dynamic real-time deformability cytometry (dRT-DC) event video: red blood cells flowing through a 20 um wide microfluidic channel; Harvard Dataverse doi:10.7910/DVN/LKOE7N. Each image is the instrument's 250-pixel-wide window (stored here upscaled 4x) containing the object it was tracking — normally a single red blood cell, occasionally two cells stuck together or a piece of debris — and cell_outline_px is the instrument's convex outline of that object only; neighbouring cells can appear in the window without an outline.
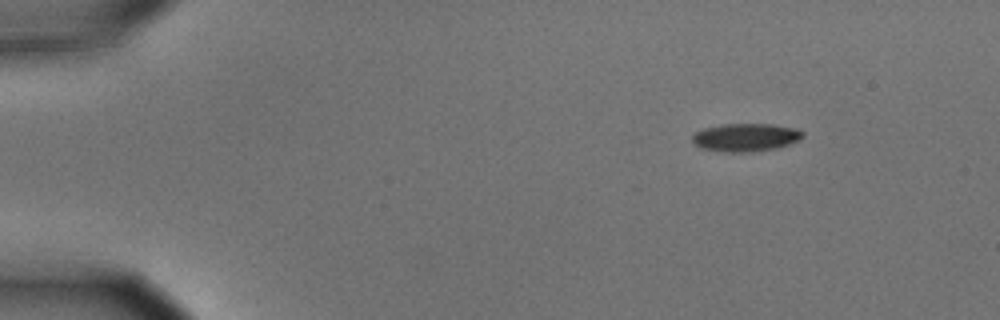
{"species": "common noctule bat (a hibernating species)", "species_latin": "Nyctalus noctula", "temperature_condition": "cold", "stored_images_in_passage": 7, "camera_frame_rate_fps": 3000, "um_per_image_px": 0.085, "animal": {"sex": "male", "body_mass_g": 15.6}, "frame": {"image": 1, "passage_image": 1, "time_ms": 0.0, "image_size_px": [1000, 320], "cell_outline_px": [[804, 136], [788, 144], [776, 148], [752, 152], [724, 152], [700, 148], [692, 140], [692, 136], [696, 132], [704, 128], [724, 124], [772, 124], [796, 128], [804, 132]], "centroid_in_image_um": [63.37, 11.68], "position_along_channel_um": 21.6, "area_um2": 17.98}}
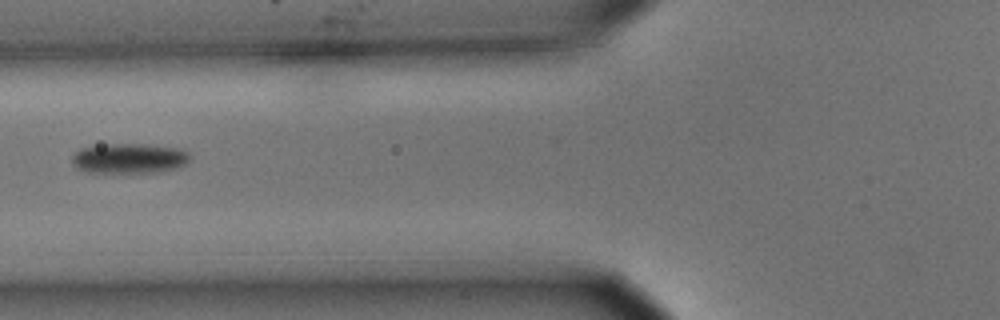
{"frame": {"image": 2, "passage_image": 5, "time_ms": 1.333, "image_size_px": [1000, 320], "cell_outline_px": [[192, 160], [180, 168], [160, 172], [88, 172], [76, 168], [72, 164], [72, 156], [80, 148], [108, 144], [144, 144], [184, 148], [192, 156]], "centroid_in_image_um": [11.07, 13.46], "position_along_channel_um": 114.7, "area_um2": 21.04}}
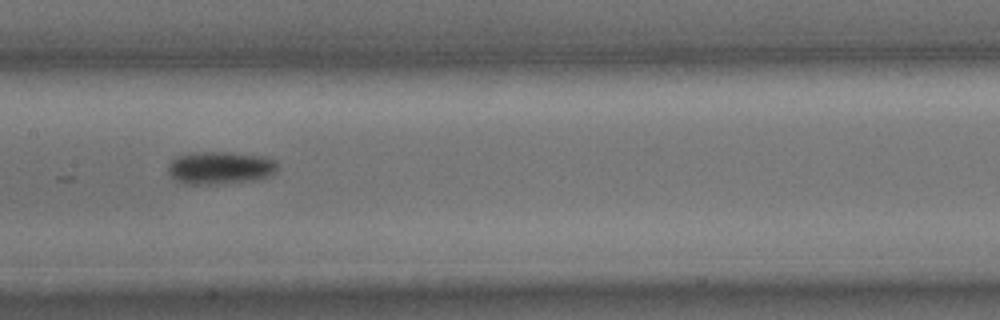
{"frame": {"image": 3, "passage_image": 7, "time_ms": 2.0, "image_size_px": [1000, 320], "cell_outline_px": [[276, 172], [272, 176], [256, 180], [216, 184], [184, 184], [176, 180], [168, 172], [168, 164], [176, 156], [196, 152], [232, 152], [268, 156], [276, 160]], "centroid_in_image_um": [18.75, 14.26], "position_along_channel_um": 188.6, "area_um2": 21.21}}